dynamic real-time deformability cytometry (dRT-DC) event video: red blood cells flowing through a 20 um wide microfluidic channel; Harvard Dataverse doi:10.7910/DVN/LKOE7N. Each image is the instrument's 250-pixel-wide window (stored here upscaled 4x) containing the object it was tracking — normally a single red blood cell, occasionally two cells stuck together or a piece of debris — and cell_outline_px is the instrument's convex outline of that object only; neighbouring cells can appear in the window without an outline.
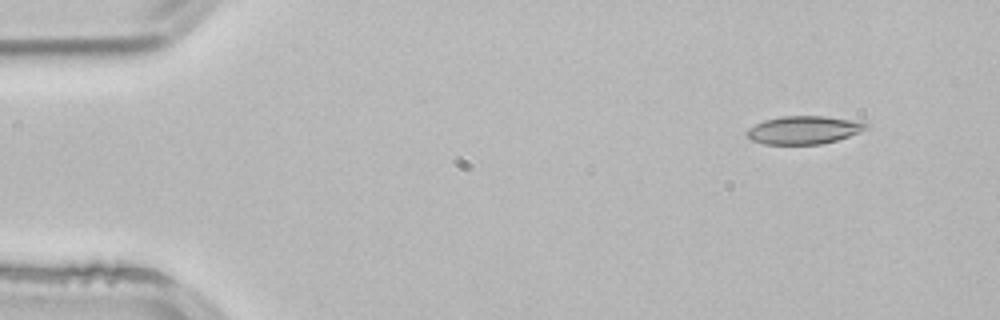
{"species": "common noctule bat (a hibernating species)", "species_latin": "Nyctalus noctula", "temperature_condition": "room temperature", "stored_images_in_passage": 3, "segment_of_instrument_passage": [2, 2], "camera_frame_rate_fps": 3000, "um_per_image_px": 0.085, "animal": {"sex": "male", "body_mass_g": 21.5, "forearm_length_mm": 52.0}, "frame": {"image": 1, "passage_image": 3, "time_ms": 0.667, "image_size_px": [1000, 320], "cell_outline_px": [[872, 128], [836, 140], [820, 144], [764, 144], [752, 140], [744, 136], [744, 132], [748, 128], [764, 120], [780, 116], [824, 116], [848, 120], [868, 124]], "centroid_in_image_um": [68.27, 11.05], "position_along_channel_um": 16.7, "area_um2": 19.48}}